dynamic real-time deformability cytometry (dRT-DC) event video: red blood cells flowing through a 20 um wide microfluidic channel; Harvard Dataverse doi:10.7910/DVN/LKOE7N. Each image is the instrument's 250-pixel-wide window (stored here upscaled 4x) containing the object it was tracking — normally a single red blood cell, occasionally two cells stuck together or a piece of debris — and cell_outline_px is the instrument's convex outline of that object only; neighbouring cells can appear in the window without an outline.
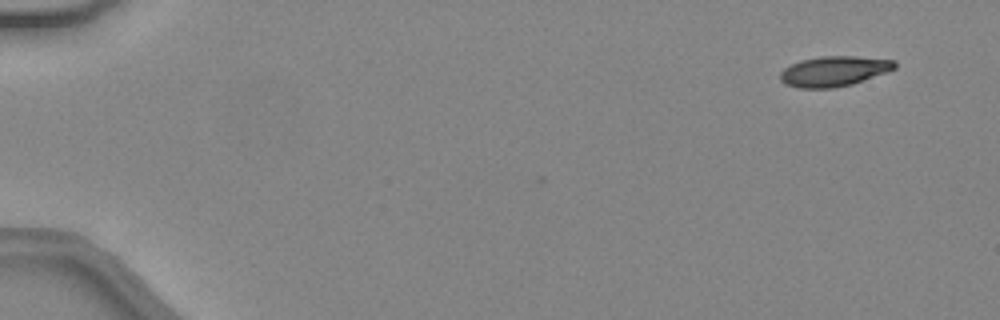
{"species": "common noctule bat (a hibernating species)", "species_latin": "Nyctalus noctula", "temperature_condition": "warm", "stored_images_in_passage": 4, "camera_frame_rate_fps": 3000, "um_per_image_px": 0.085, "animal": {"sex": "female", "body_mass_g": 24.6, "forearm_length_mm": 56.2}, "frame": {"image": 1, "passage_image": 4, "time_ms": 1.0, "image_size_px": [1000, 320], "cell_outline_px": [[896, 68], [852, 84], [832, 88], [800, 88], [788, 84], [780, 80], [780, 72], [784, 68], [800, 60], [820, 56], [856, 56], [896, 60]], "centroid_in_image_um": [70.88, 6.04], "position_along_channel_um": 14.1, "area_um2": 20.0}}